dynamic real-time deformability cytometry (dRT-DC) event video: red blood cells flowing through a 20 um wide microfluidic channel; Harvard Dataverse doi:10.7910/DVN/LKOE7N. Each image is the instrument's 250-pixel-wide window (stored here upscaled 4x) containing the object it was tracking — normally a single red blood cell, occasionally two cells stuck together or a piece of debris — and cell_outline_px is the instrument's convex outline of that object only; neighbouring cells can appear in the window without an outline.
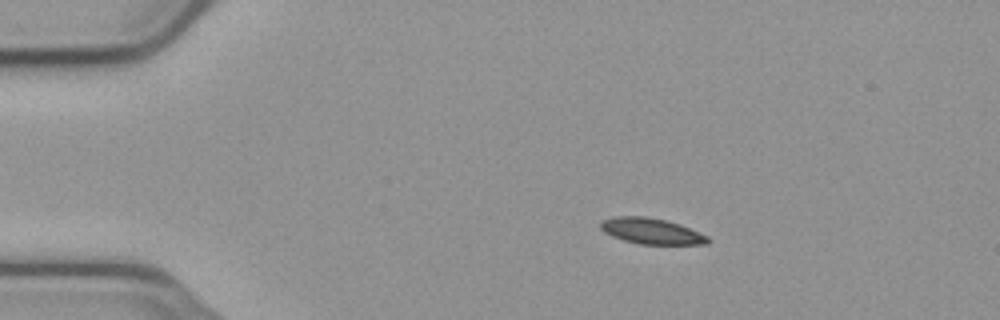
{"species": "common noctule bat (a hibernating species)", "species_latin": "Nyctalus noctula", "temperature_condition": "cold", "stored_images_in_passage": 55, "camera_frame_rate_fps": 3000, "um_per_image_px": 0.085, "animal": {"sex": "male", "body_mass_g": 23.1, "forearm_length_mm": 52.7}, "frame": {"image": 1, "passage_image": 10, "time_ms": 3.0, "image_size_px": [1000, 320], "cell_outline_px": [[712, 240], [708, 244], [640, 244], [624, 240], [612, 236], [604, 232], [600, 228], [600, 220], [616, 216], [644, 216], [668, 220], [680, 224], [708, 236]], "centroid_in_image_um": [55.37, 19.63], "position_along_channel_um": 29.6, "area_um2": 16.3}}
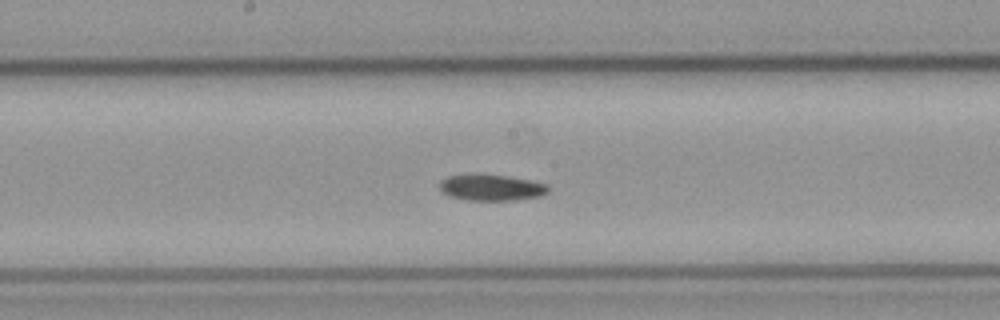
{"frame": {"image": 2, "passage_image": 29, "time_ms": 9.333, "image_size_px": [1000, 320], "cell_outline_px": [[548, 192], [540, 196], [516, 200], [464, 200], [448, 196], [440, 192], [440, 180], [448, 176], [468, 172], [476, 172], [508, 176], [532, 180], [548, 184]], "centroid_in_image_um": [41.7, 15.91], "position_along_channel_um": 206.5, "area_um2": 17.28}}
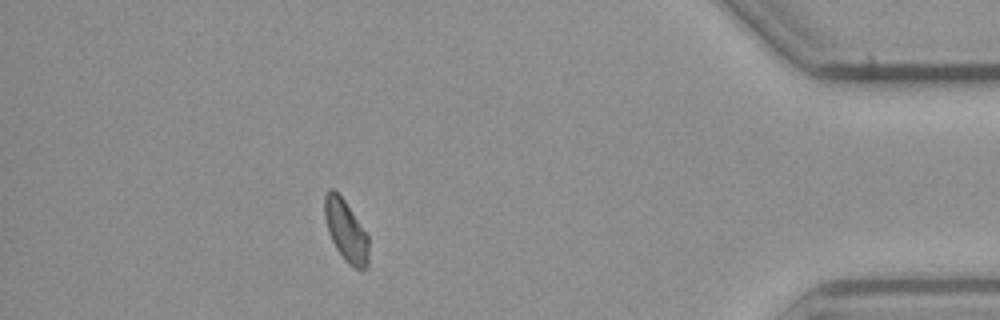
{"frame": {"image": 3, "passage_image": 49, "time_ms": 16.0, "image_size_px": [1000, 320], "cell_outline_px": [[368, 268], [364, 272], [348, 264], [344, 260], [336, 248], [328, 232], [324, 216], [324, 196], [328, 188], [332, 188], [344, 200], [368, 236]], "centroid_in_image_um": [29.4, 19.65], "position_along_channel_um": 405.8, "area_um2": 15.78}, "authors_computed_cell_mechanics": {"area_um2": 16.4152, "velocity_mm_per_s": 3.7271, "shape_relaxation_time_tau1_ms": 6.3631, "shape_relaxation_time_tau2_ms": null, "deformation_change_tau1": 0.1042, "deformation_change_tau2": null}}